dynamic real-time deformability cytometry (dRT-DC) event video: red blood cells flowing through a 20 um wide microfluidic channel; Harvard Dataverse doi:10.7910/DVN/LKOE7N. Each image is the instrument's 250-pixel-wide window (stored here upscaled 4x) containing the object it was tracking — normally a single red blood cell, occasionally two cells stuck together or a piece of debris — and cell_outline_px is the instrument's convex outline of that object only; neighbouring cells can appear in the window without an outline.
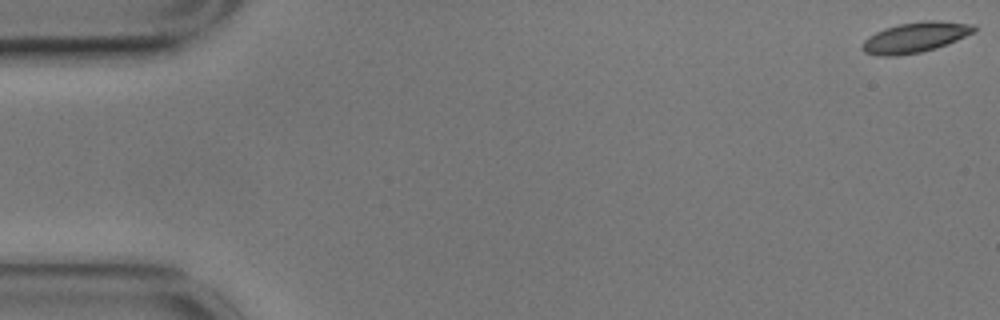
{"species": "common noctule bat (a hibernating species)", "species_latin": "Nyctalus noctula", "temperature_condition": "cold", "stored_images_in_passage": 58, "camera_frame_rate_fps": 3000, "um_per_image_px": 0.085, "animal": {"sex": "male", "body_mass_g": 17.9}, "frame": {"image": 1, "passage_image": 1, "time_ms": 0.0, "image_size_px": [1000, 320], "cell_outline_px": [[976, 32], [936, 48], [920, 52], [896, 56], [876, 56], [864, 52], [860, 48], [860, 44], [868, 36], [884, 28], [900, 24], [924, 20], [940, 20], [972, 24], [976, 28]], "centroid_in_image_um": [77.76, 3.17], "position_along_channel_um": 7.2, "area_um2": 19.94}}
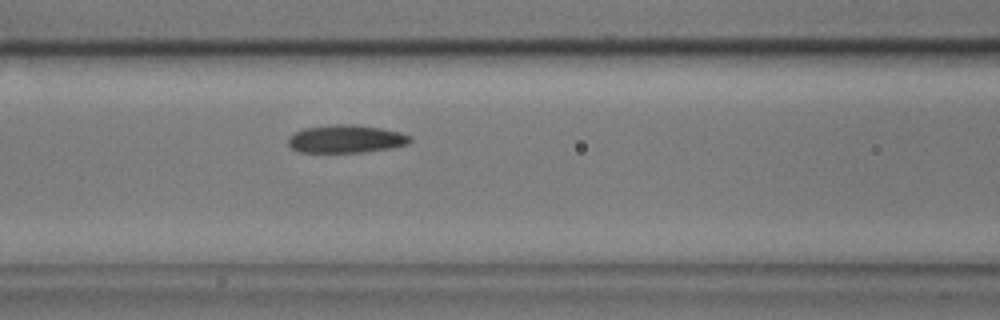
{"frame": {"image": 2, "passage_image": 24, "time_ms": 7.667, "image_size_px": [1000, 320], "cell_outline_px": [[412, 140], [408, 144], [388, 148], [364, 152], [300, 152], [292, 148], [288, 144], [288, 136], [304, 128], [336, 124], [352, 124], [380, 128], [400, 132], [412, 136]], "centroid_in_image_um": [29.41, 11.8], "position_along_channel_um": 137.2, "area_um2": 19.77}}
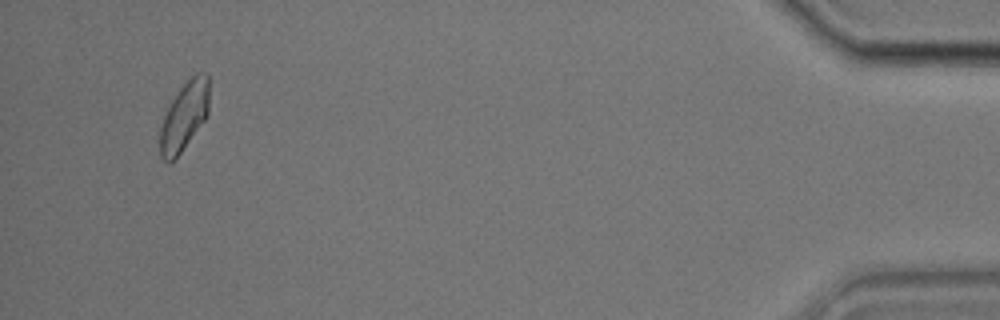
{"frame": {"image": 3, "passage_image": 55, "time_ms": 18.0, "image_size_px": [1000, 320], "cell_outline_px": [[208, 116], [180, 152], [168, 164], [160, 156], [160, 128], [164, 116], [172, 100], [180, 88], [196, 72], [208, 72]], "centroid_in_image_um": [15.67, 9.86], "position_along_channel_um": 419.5, "area_um2": 19.36}, "authors_computed_cell_mechanics": {"area_um2": 19.7098, "velocity_mm_per_s": 3.4798, "shape_relaxation_time_tau1_ms": 7.3593, "shape_relaxation_time_tau2_ms": 6.1637, "deformation_change_tau1": 0.121, "deformation_change_tau2": 0.1035}}